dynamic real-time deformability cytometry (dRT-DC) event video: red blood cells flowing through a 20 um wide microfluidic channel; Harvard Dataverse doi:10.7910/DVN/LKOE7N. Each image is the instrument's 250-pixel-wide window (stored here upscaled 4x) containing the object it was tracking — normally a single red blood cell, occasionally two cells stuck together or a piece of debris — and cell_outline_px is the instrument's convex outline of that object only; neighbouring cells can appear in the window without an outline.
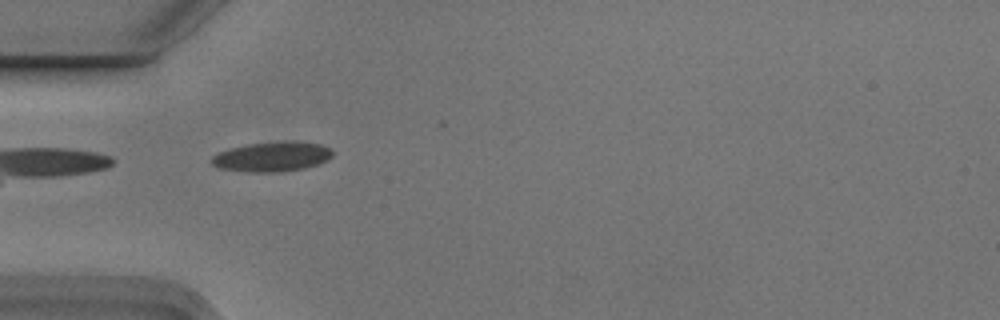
{"species": "Egyptian fruit bat (a non-hibernating species)", "species_latin": "Rousettus aegyptiacus", "temperature_condition": "cold", "stored_images_in_passage": 6, "camera_frame_rate_fps": 3000, "um_per_image_px": 0.085, "animal": {"sex": "male"}, "frame": {"image": 1, "passage_image": 2, "time_ms": 0.333, "image_size_px": [1000, 320], "cell_outline_px": [[332, 156], [328, 160], [320, 164], [304, 168], [272, 172], [248, 172], [220, 168], [212, 164], [212, 156], [220, 152], [232, 148], [248, 144], [320, 144], [332, 148]], "centroid_in_image_um": [23.12, 13.37], "position_along_channel_um": 61.9, "area_um2": 19.88}}
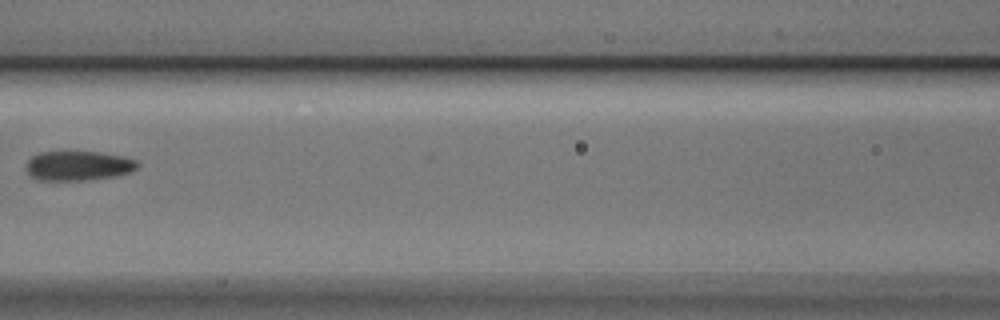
{"frame": {"image": 2, "passage_image": 4, "time_ms": 1.0, "image_size_px": [1000, 320], "cell_outline_px": [[140, 164], [136, 168], [128, 172], [116, 176], [88, 180], [40, 180], [32, 176], [28, 172], [28, 160], [32, 156], [40, 152], [100, 152], [124, 156], [136, 160]], "centroid_in_image_um": [6.69, 14.08], "position_along_channel_um": 159.9, "area_um2": 19.02}}
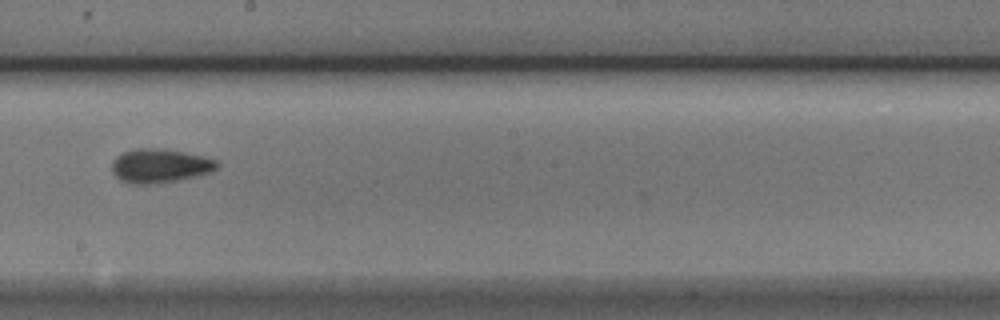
{"frame": {"image": 3, "passage_image": 6, "time_ms": 1.667, "image_size_px": [1000, 320], "cell_outline_px": [[220, 164], [216, 168], [200, 176], [176, 180], [148, 184], [132, 184], [120, 180], [112, 172], [112, 160], [116, 156], [124, 152], [136, 148], [164, 148], [184, 152], [216, 160]], "centroid_in_image_um": [13.56, 14.08], "position_along_channel_um": 234.6, "area_um2": 20.75}}